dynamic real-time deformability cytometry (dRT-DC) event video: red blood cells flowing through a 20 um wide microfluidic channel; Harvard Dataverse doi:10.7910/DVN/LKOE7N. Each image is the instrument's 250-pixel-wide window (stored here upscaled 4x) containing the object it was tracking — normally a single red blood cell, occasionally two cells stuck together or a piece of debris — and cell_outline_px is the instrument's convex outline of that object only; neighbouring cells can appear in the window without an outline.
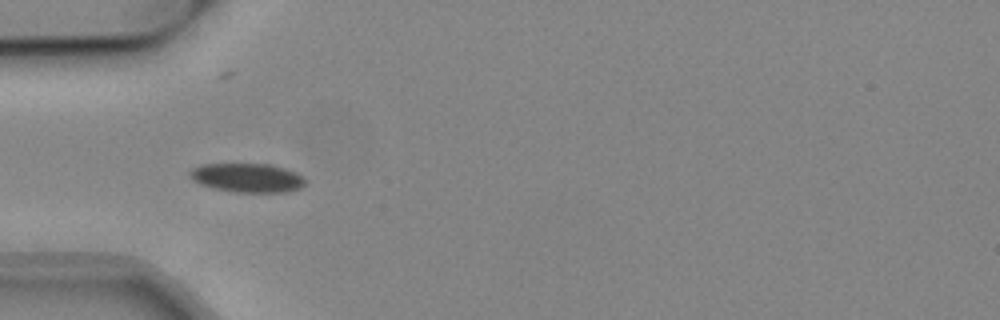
{"species": "common noctule bat (a hibernating species)", "species_latin": "Nyctalus noctula", "temperature_condition": "cold", "stored_images_in_passage": 13, "camera_frame_rate_fps": 3000, "um_per_image_px": 0.085, "animal": {"sex": "male", "body_mass_g": 19.2, "forearm_length_mm": 51.8}, "frame": {"image": 1, "passage_image": 3, "time_ms": 0.667, "image_size_px": [1000, 320], "cell_outline_px": [[304, 184], [300, 188], [284, 192], [236, 192], [216, 188], [200, 184], [192, 180], [188, 176], [188, 172], [192, 168], [200, 164], [272, 164], [284, 168], [300, 176], [304, 180]], "centroid_in_image_um": [20.94, 15.1], "position_along_channel_um": 64.1, "area_um2": 19.31}}